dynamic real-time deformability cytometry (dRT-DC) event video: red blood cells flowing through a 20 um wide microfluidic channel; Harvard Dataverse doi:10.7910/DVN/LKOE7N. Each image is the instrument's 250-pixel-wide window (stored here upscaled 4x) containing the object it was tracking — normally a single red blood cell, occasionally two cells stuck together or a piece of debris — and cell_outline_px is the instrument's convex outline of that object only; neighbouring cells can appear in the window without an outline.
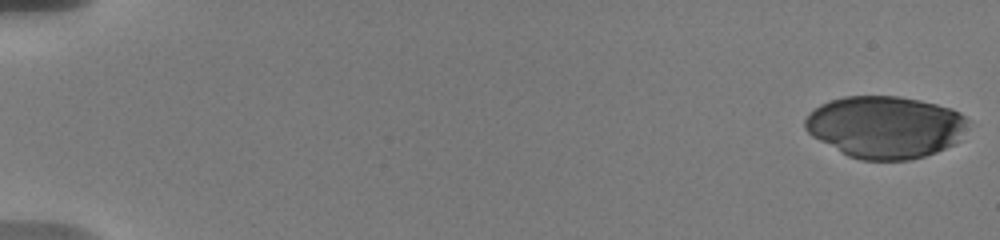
{"species": "human", "species_latin": "Homo sapiens", "temperature_condition": "warm", "stored_images_in_passage": 29, "camera_frame_rate_fps": 3000, "um_per_image_px": 0.085, "donor": {"sex": "male"}, "frame": {"image": 1, "passage_image": 1, "time_ms": 0.0, "image_size_px": [1000, 240], "cell_outline_px": [[968, 120], [960, 140], [936, 152], [924, 156], [908, 160], [860, 160], [848, 156], [812, 136], [804, 128], [804, 120], [820, 104], [828, 100], [844, 96], [900, 96], [920, 100], [952, 108], [960, 112]], "centroid_in_image_um": [75.24, 10.79], "position_along_channel_um": 9.8, "area_um2": 58.96}}